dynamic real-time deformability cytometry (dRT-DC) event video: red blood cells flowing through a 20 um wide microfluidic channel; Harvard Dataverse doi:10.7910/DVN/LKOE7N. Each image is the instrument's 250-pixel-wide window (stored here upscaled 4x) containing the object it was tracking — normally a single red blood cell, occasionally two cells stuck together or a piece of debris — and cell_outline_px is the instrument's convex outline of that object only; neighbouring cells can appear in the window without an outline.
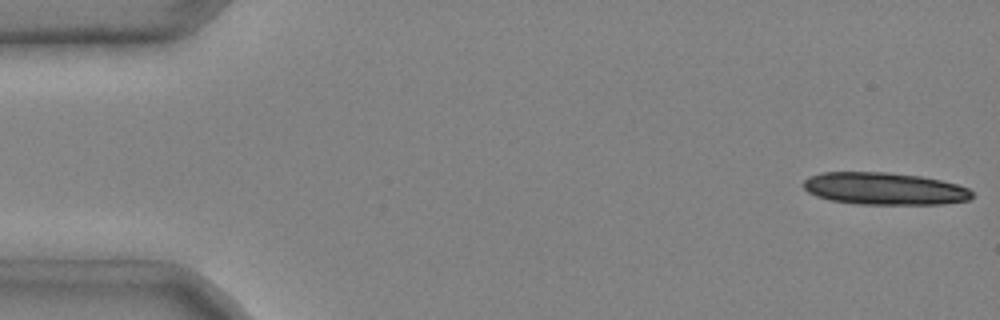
{"species": "common noctule bat (a hibernating species)", "species_latin": "Nyctalus noctula", "temperature_condition": "cold", "stored_images_in_passage": 5, "camera_frame_rate_fps": 3000, "um_per_image_px": 0.085, "animal": {"sex": "male", "body_mass_g": 20.4}, "frame": {"image": 1, "passage_image": 1, "time_ms": 0.0, "image_size_px": [1000, 320], "cell_outline_px": [[972, 196], [968, 200], [944, 204], [856, 204], [832, 200], [816, 196], [808, 192], [804, 188], [804, 180], [808, 176], [824, 172], [888, 172], [920, 176], [940, 180], [956, 184], [968, 188], [972, 192]], "centroid_in_image_um": [75.16, 16.03], "position_along_channel_um": 9.8, "area_um2": 31.67}}
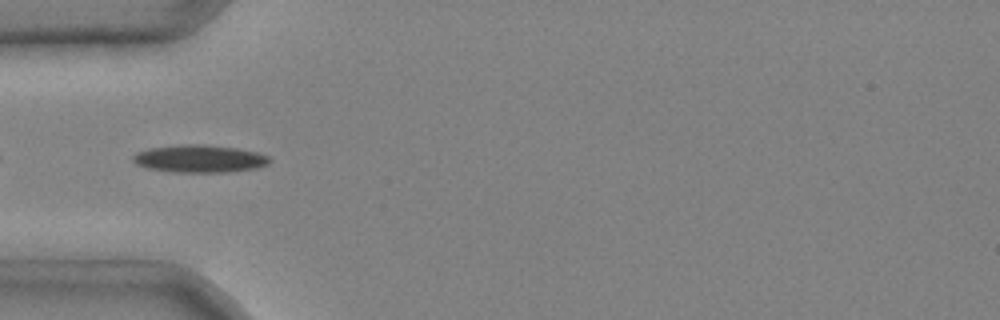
{"frame": {"image": 2, "passage_image": 5, "time_ms": 1.333, "image_size_px": [1000, 320], "cell_outline_px": [[272, 160], [268, 164], [256, 168], [224, 172], [176, 172], [148, 168], [136, 164], [132, 160], [132, 156], [136, 152], [148, 148], [180, 144], [204, 144], [236, 148], [256, 152], [268, 156]], "centroid_in_image_um": [16.94, 13.48], "position_along_channel_um": 68.1, "area_um2": 21.96}}